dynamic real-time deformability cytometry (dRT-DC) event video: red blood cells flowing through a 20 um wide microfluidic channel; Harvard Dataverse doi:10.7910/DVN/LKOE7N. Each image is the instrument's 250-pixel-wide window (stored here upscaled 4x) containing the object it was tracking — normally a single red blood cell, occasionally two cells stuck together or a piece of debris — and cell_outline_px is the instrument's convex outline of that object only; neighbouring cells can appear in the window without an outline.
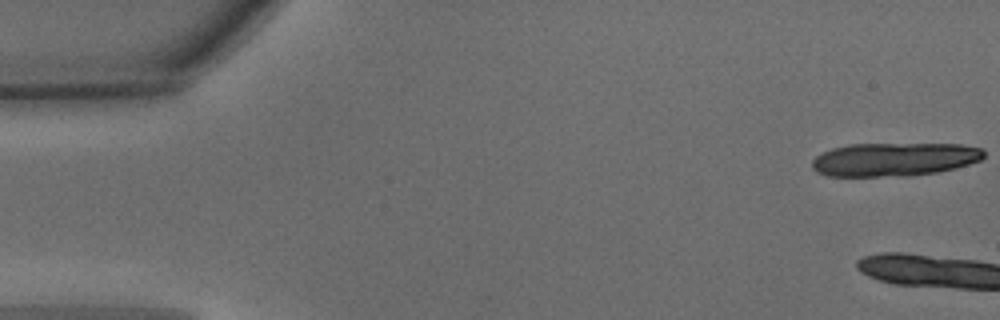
{"species": "common noctule bat (a hibernating species)", "species_latin": "Nyctalus noctula", "temperature_condition": "warm", "stored_images_in_passage": 4, "camera_frame_rate_fps": 3000, "um_per_image_px": 0.085, "animal": {"sex": "male", "body_mass_g": 15.6}, "frame": {"image": 1, "passage_image": 1, "time_ms": 0.0, "image_size_px": [1000, 320], "cell_outline_px": [[984, 156], [980, 160], [968, 164], [936, 172], [908, 176], [828, 176], [816, 172], [812, 168], [812, 160], [816, 156], [832, 148], [848, 144], [960, 144], [980, 148], [984, 152]], "centroid_in_image_um": [75.97, 13.54], "position_along_channel_um": 9.0, "area_um2": 33.41}}